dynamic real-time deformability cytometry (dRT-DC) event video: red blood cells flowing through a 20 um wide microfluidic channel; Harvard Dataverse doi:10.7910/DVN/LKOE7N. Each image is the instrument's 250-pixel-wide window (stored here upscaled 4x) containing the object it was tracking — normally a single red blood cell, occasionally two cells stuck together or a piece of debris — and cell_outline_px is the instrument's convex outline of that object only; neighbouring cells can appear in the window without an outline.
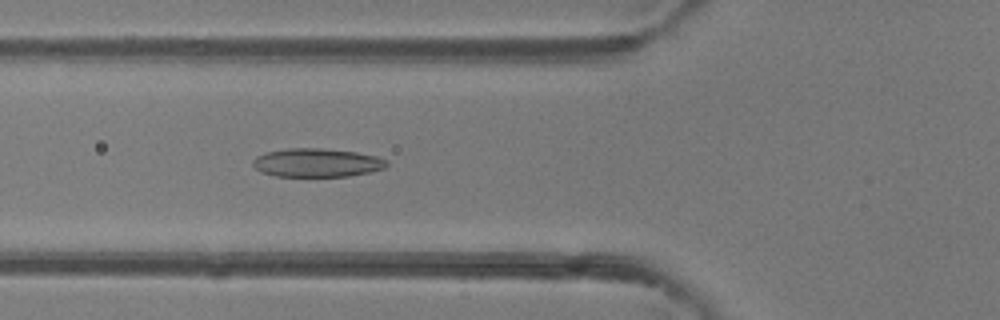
{"species": "common noctule bat (a hibernating species)", "species_latin": "Nyctalus noctula", "temperature_condition": "room temperature", "stored_images_in_passage": 4, "camera_frame_rate_fps": 3000, "um_per_image_px": 0.085, "animal": {"sex": "female"}, "frame": {"image": 1, "passage_image": 4, "time_ms": 3.333, "image_size_px": [1000, 320], "cell_outline_px": [[388, 164], [384, 168], [368, 172], [348, 176], [276, 176], [260, 172], [252, 164], [252, 160], [256, 156], [264, 152], [288, 148], [320, 148], [356, 152], [376, 156], [388, 160]], "centroid_in_image_um": [26.9, 13.82], "position_along_channel_um": 98.9, "area_um2": 22.31}}